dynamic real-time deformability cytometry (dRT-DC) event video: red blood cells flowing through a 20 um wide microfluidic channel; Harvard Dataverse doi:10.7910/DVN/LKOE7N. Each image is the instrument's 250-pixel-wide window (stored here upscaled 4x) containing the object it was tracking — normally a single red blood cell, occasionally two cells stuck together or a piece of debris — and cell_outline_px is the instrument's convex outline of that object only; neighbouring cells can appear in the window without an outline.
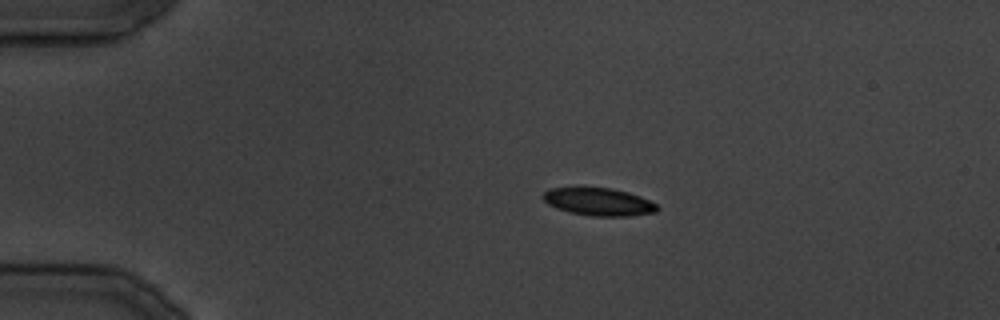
{"species": "common noctule bat (a hibernating species)", "species_latin": "Nyctalus noctula", "temperature_condition": "cold", "stored_images_in_passage": 28, "camera_frame_rate_fps": 3000, "um_per_image_px": 0.085, "animal": {"sex": "male", "body_mass_g": 19.5, "forearm_length_mm": 54.6}, "frame": {"image": 1, "passage_image": 1, "time_ms": 0.0, "image_size_px": [1000, 320], "cell_outline_px": [[660, 208], [656, 212], [628, 216], [592, 216], [568, 212], [556, 208], [548, 204], [540, 196], [548, 188], [576, 184], [584, 184], [612, 188], [628, 192], [640, 196], [656, 204]], "centroid_in_image_um": [50.78, 17.09], "position_along_channel_um": 34.2, "area_um2": 19.48}}
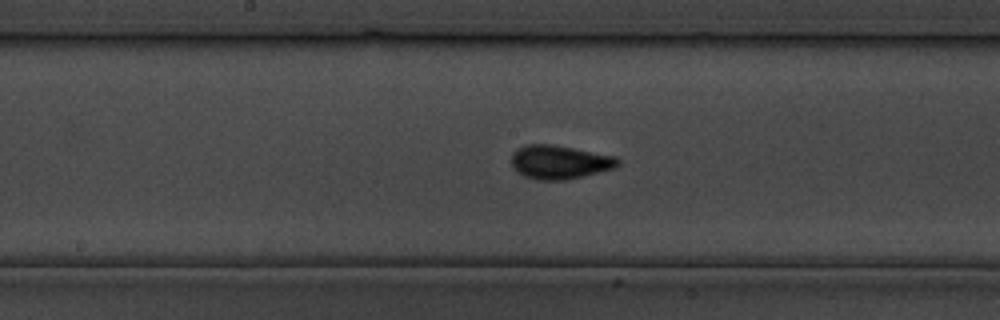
{"frame": {"image": 2, "passage_image": 12, "time_ms": 13.667, "image_size_px": [1000, 320], "cell_outline_px": [[620, 164], [616, 168], [584, 176], [564, 180], [536, 180], [524, 176], [512, 164], [512, 152], [516, 148], [524, 144], [552, 144], [616, 156], [620, 160]], "centroid_in_image_um": [47.59, 13.77], "position_along_channel_um": 200.6, "area_um2": 21.04}}
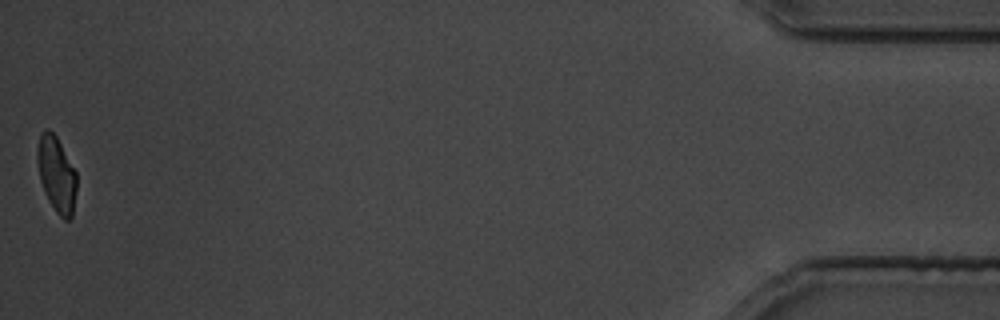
{"frame": {"image": 3, "passage_image": 28, "time_ms": 33.667, "image_size_px": [1000, 320], "cell_outline_px": [[76, 192], [72, 216], [68, 220], [64, 220], [56, 212], [48, 200], [44, 192], [40, 180], [36, 160], [36, 148], [40, 132], [44, 128], [48, 128], [56, 136], [76, 172]], "centroid_in_image_um": [4.77, 14.79], "position_along_channel_um": 430.4, "area_um2": 17.51}}